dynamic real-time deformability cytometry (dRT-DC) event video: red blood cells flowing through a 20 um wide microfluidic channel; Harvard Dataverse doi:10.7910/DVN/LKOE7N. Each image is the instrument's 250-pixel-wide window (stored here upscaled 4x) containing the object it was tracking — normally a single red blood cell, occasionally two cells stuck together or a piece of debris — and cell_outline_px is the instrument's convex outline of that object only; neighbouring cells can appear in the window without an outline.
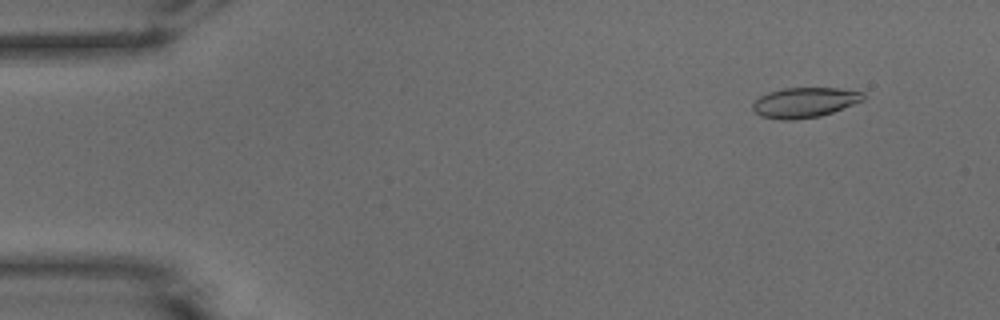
{"species": "common noctule bat (a hibernating species)", "species_latin": "Nyctalus noctula", "temperature_condition": "warm", "stored_images_in_passage": 52, "camera_frame_rate_fps": 3000, "um_per_image_px": 0.085, "animal": {"sex": "male", "body_mass_g": 15.6}, "frame": {"image": 1, "passage_image": 5, "time_ms": 1.333, "image_size_px": [1000, 320], "cell_outline_px": [[864, 100], [832, 112], [820, 116], [792, 120], [780, 120], [760, 116], [752, 108], [752, 104], [760, 96], [768, 92], [784, 88], [840, 88], [864, 92]], "centroid_in_image_um": [68.38, 8.71], "position_along_channel_um": 16.6, "area_um2": 19.36}}
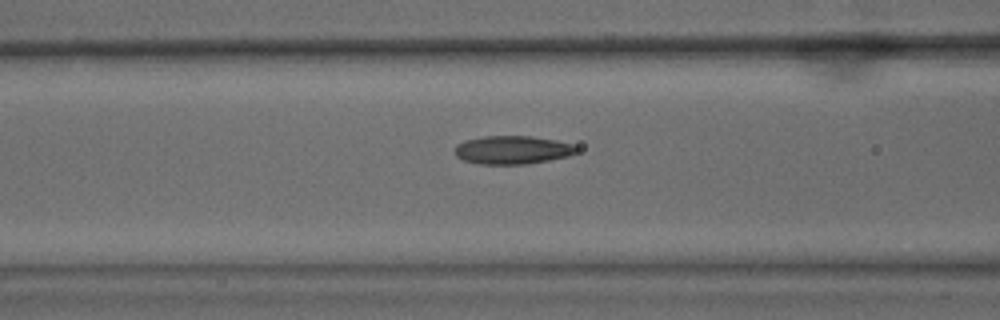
{"frame": {"image": 2, "passage_image": 21, "time_ms": 6.667, "image_size_px": [1000, 320], "cell_outline_px": [[580, 148], [576, 152], [568, 156], [548, 160], [524, 164], [476, 164], [464, 160], [456, 156], [456, 144], [464, 140], [484, 136], [532, 136], [556, 140], [572, 144]], "centroid_in_image_um": [43.55, 12.74], "position_along_channel_um": 123.0, "area_um2": 20.11}}
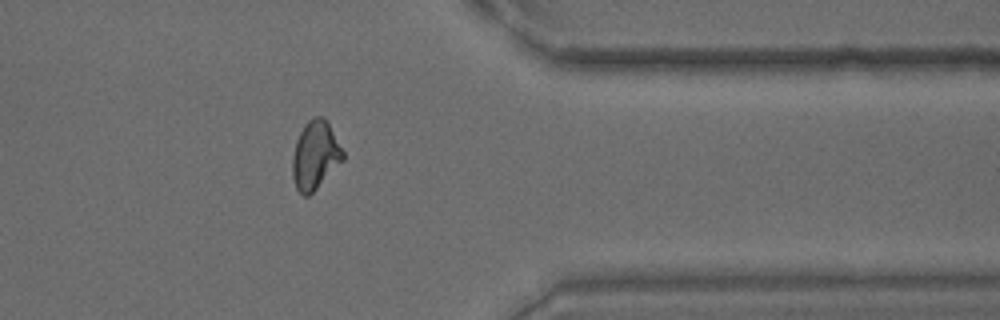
{"frame": {"image": 3, "passage_image": 42, "time_ms": 13.667, "image_size_px": [1000, 320], "cell_outline_px": [[344, 160], [308, 196], [304, 196], [296, 188], [292, 176], [292, 156], [296, 140], [304, 124], [312, 116], [324, 116], [328, 120], [344, 152]], "centroid_in_image_um": [26.8, 13.15], "position_along_channel_um": 384.6, "area_um2": 20.29}, "authors_computed_cell_mechanics": {"area_um2": 19.7676, "velocity_mm_per_s": 3.9103, "shape_relaxation_time_tau1_ms": null, "shape_relaxation_time_tau2_ms": 1.9776, "deformation_change_tau1": null, "deformation_change_tau2": 0.0873}}